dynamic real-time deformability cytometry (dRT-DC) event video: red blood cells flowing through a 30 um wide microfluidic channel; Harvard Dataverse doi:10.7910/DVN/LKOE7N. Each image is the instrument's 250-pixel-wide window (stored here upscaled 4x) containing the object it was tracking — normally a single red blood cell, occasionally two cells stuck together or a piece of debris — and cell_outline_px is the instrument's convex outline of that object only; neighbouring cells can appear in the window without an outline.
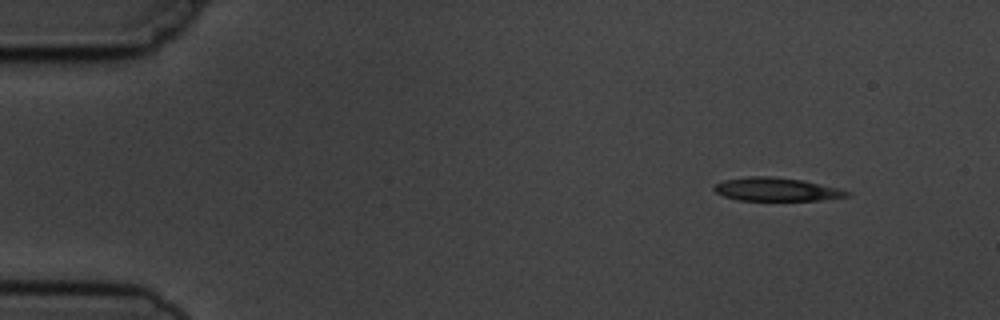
{"species": "common noctule bat (a hibernating species)", "species_latin": "Nyctalus noctula", "temperature_condition": "cold", "stored_images_in_passage": 3, "camera_frame_rate_fps": 3000, "um_per_image_px": 0.085, "animal": {"sex": "male", "body_mass_g": 19.5, "forearm_length_mm": 54.6}, "frame": {"image": 1, "passage_image": 1, "time_ms": 0.0, "image_size_px": [1000, 320], "cell_outline_px": [[852, 192], [848, 196], [820, 200], [740, 200], [724, 196], [716, 192], [712, 188], [716, 184], [724, 180], [748, 176], [768, 176], [804, 180]], "centroid_in_image_um": [65.98, 16.09], "position_along_channel_um": 19.0, "area_um2": 17.86}}
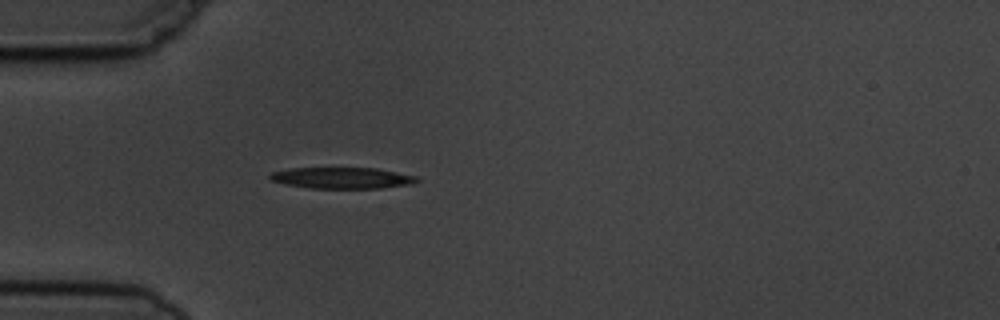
{"frame": {"image": 2, "passage_image": 3, "time_ms": 3.333, "image_size_px": [1000, 320], "cell_outline_px": [[420, 180], [412, 184], [380, 188], [312, 188], [284, 184], [272, 180], [268, 176], [272, 172], [288, 168], [376, 168], [420, 176]], "centroid_in_image_um": [29.12, 15.12], "position_along_channel_um": 55.9, "area_um2": 18.26}}